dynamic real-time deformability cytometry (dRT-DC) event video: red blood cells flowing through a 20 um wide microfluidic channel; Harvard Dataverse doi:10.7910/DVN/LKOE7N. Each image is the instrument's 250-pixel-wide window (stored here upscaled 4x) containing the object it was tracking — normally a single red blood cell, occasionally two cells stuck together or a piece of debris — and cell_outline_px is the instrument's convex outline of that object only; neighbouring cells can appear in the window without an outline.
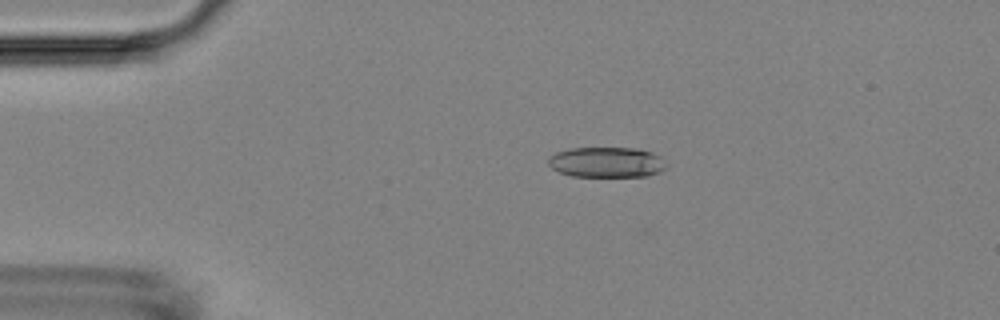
{"species": "Egyptian fruit bat (a non-hibernating species)", "species_latin": "Rousettus aegyptiacus", "temperature_condition": "room temperature", "stored_images_in_passage": 55, "camera_frame_rate_fps": 3000, "um_per_image_px": 0.085, "animal": {"sex": "female"}, "frame": {"image": 1, "passage_image": 11, "time_ms": 3.333, "image_size_px": [1000, 320], "cell_outline_px": [[664, 168], [660, 172], [648, 176], [572, 176], [560, 172], [552, 168], [548, 164], [548, 156], [556, 152], [572, 148], [636, 148], [652, 152], [660, 156]], "centroid_in_image_um": [51.52, 13.78], "position_along_channel_um": 33.5, "area_um2": 20.75}}
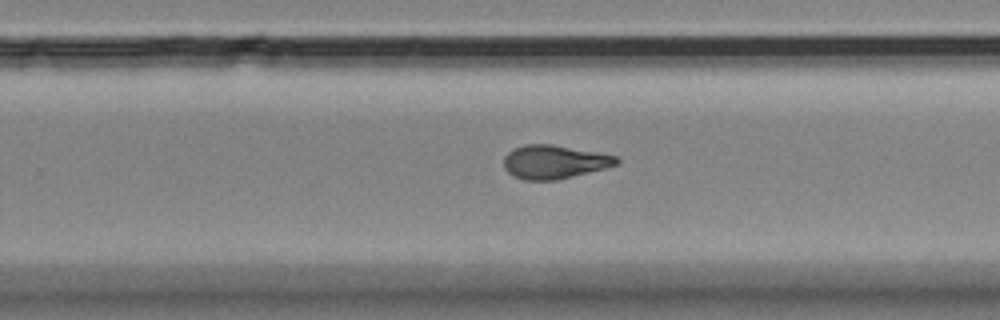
{"frame": {"image": 2, "passage_image": 35, "time_ms": 11.333, "image_size_px": [1000, 320], "cell_outline_px": [[620, 160], [616, 164], [604, 168], [556, 180], [524, 180], [512, 176], [504, 168], [504, 156], [512, 148], [524, 144], [552, 144], [596, 152], [616, 156]], "centroid_in_image_um": [47.05, 13.75], "position_along_channel_um": 282.8, "area_um2": 21.96}}
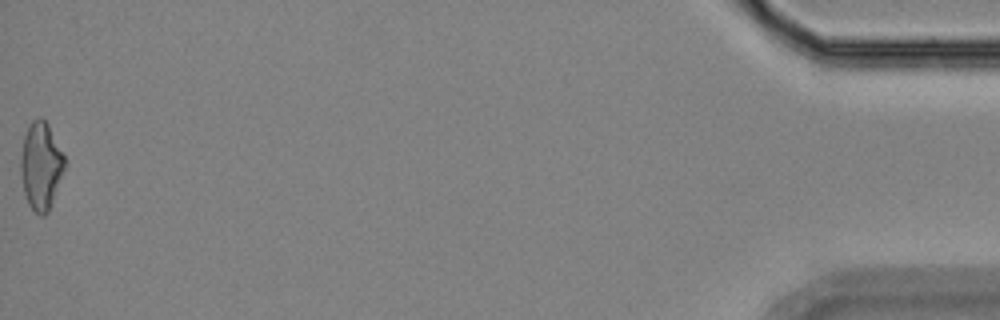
{"frame": {"image": 3, "passage_image": 55, "time_ms": 18.0, "image_size_px": [1000, 320], "cell_outline_px": [[64, 168], [48, 212], [44, 216], [40, 216], [28, 204], [24, 192], [20, 172], [20, 160], [24, 136], [32, 120], [36, 116], [40, 116], [48, 124], [64, 156]], "centroid_in_image_um": [3.45, 14.08], "position_along_channel_um": 431.7, "area_um2": 22.02}, "authors_computed_cell_mechanics": {"area_um2": 21.7328, "velocity_mm_per_s": 3.6444, "shape_relaxation_time_tau1_ms": 7.4729, "shape_relaxation_time_tau2_ms": 1.971, "deformation_change_tau1": 0.2299, "deformation_change_tau2": 0.0959}}